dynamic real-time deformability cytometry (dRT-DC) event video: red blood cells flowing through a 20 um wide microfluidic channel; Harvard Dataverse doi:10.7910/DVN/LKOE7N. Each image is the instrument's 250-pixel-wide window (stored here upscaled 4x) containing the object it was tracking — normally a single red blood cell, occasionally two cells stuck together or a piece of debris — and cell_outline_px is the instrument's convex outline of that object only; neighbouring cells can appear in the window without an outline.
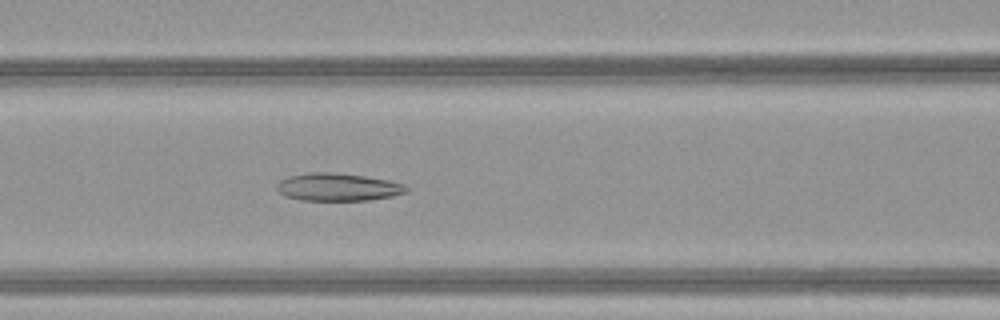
{"species": "common noctule bat (a hibernating species)", "species_latin": "Nyctalus noctula", "temperature_condition": "warm", "stored_images_in_passage": 48, "segment_of_instrument_passage": [1, 2], "camera_frame_rate_fps": 3000, "um_per_image_px": 0.085, "animal": {"sex": "female", "body_mass_g": 21.9}, "frame": {"image": 1, "passage_image": 20, "time_ms": 6.333, "image_size_px": [1000, 320], "cell_outline_px": [[408, 192], [392, 196], [368, 200], [300, 200], [284, 196], [276, 188], [276, 184], [280, 180], [288, 176], [308, 172], [328, 172], [364, 176], [388, 180], [404, 184], [408, 188]], "centroid_in_image_um": [28.69, 15.9], "position_along_channel_um": 137.9, "area_um2": 20.92}}
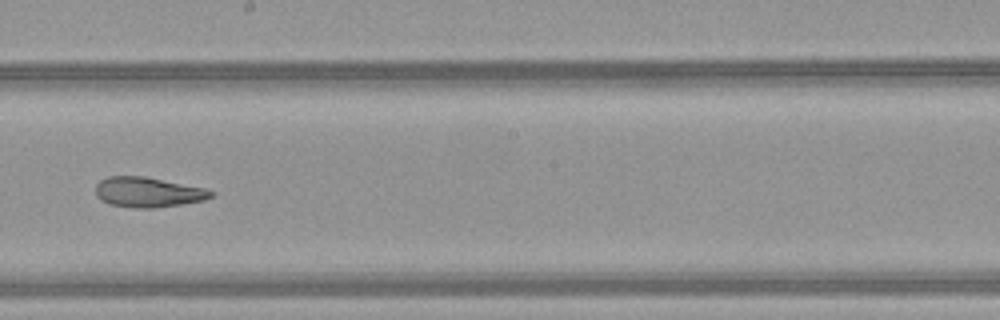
{"frame": {"image": 2, "passage_image": 27, "time_ms": 8.667, "image_size_px": [1000, 320], "cell_outline_px": [[216, 196], [204, 200], [184, 204], [156, 208], [136, 208], [108, 204], [100, 200], [96, 196], [96, 184], [100, 180], [108, 176], [144, 176], [204, 188], [216, 192]], "centroid_in_image_um": [12.59, 16.34], "position_along_channel_um": 235.6, "area_um2": 20.46}}
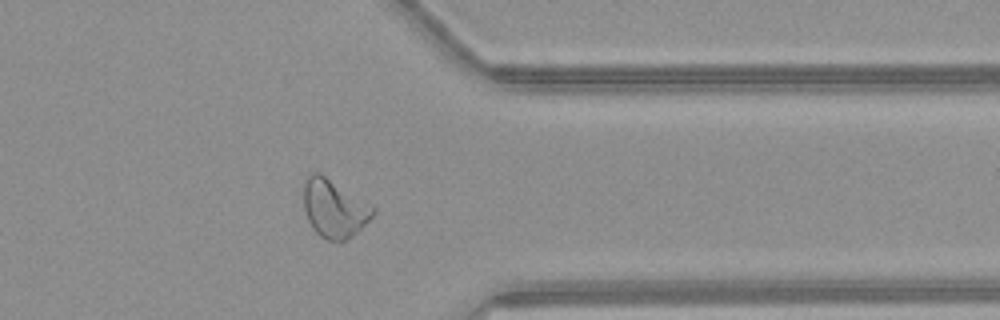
{"frame": {"image": 3, "passage_image": 38, "time_ms": 12.333, "image_size_px": [1000, 320], "cell_outline_px": [[376, 212], [352, 236], [344, 240], [328, 240], [320, 236], [312, 228], [308, 220], [304, 208], [304, 180], [312, 172], [320, 172], [376, 208]], "centroid_in_image_um": [28.38, 17.7], "position_along_channel_um": 383.0, "area_um2": 23.18}}